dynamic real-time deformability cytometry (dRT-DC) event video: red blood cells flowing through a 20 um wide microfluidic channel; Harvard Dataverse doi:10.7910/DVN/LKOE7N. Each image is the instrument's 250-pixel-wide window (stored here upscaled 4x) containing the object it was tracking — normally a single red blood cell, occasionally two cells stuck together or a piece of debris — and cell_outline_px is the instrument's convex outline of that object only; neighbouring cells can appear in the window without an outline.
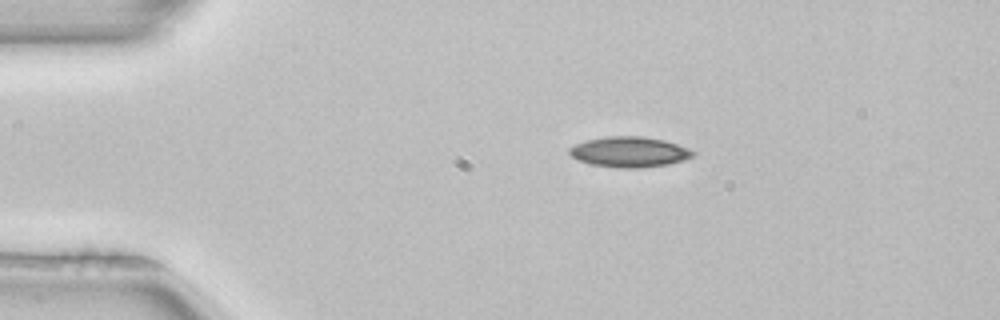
{"species": "common noctule bat (a hibernating species)", "species_latin": "Nyctalus noctula", "temperature_condition": "room temperature", "stored_images_in_passage": 3, "camera_frame_rate_fps": 3000, "um_per_image_px": 0.085, "animal": {"sex": "female", "body_mass_g": 22.7, "forearm_length_mm": 54.2}, "frame": {"image": 1, "passage_image": 1, "time_ms": 0.0, "image_size_px": [1000, 320], "cell_outline_px": [[696, 156], [684, 160], [668, 164], [636, 168], [620, 168], [592, 164], [576, 160], [568, 152], [568, 148], [576, 144], [588, 140], [608, 136], [640, 136], [664, 140], [688, 148], [696, 152]], "centroid_in_image_um": [53.51, 12.92], "position_along_channel_um": 31.5, "area_um2": 21.85}}
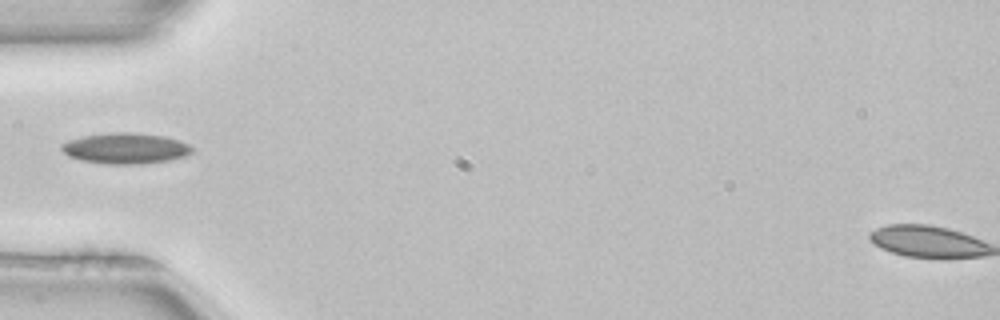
{"frame": {"image": 2, "passage_image": 3, "time_ms": 0.667, "image_size_px": [1000, 320], "cell_outline_px": [[192, 152], [184, 156], [172, 160], [144, 164], [108, 164], [80, 160], [68, 156], [60, 148], [60, 144], [84, 136], [112, 132], [132, 132], [164, 136], [180, 140], [188, 144], [192, 148]], "centroid_in_image_um": [10.69, 12.61], "position_along_channel_um": 74.3, "area_um2": 23.47}}